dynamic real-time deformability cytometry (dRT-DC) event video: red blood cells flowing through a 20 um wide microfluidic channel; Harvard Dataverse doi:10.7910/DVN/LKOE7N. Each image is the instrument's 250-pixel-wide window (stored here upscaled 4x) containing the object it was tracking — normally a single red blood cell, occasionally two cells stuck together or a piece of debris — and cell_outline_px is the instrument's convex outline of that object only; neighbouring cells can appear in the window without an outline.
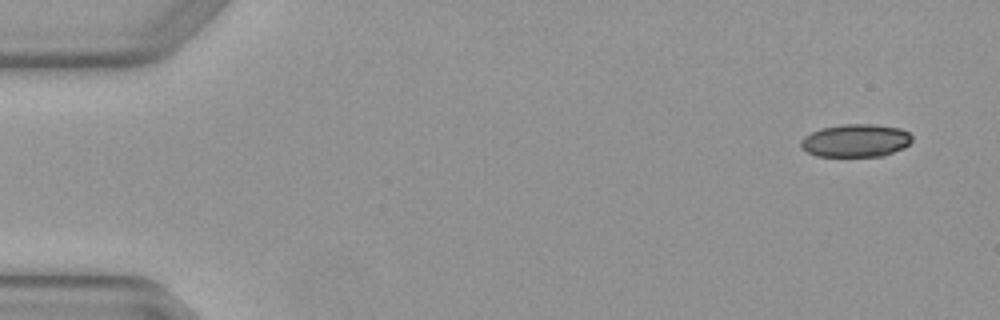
{"species": "Egyptian fruit bat (a non-hibernating species)", "species_latin": "Rousettus aegyptiacus", "temperature_condition": "warm", "stored_images_in_passage": 5, "segment_of_instrument_passage": [1, 2], "camera_frame_rate_fps": 3000, "um_per_image_px": 0.085, "animal": {"sex": "female"}, "frame": {"image": 1, "passage_image": 1, "time_ms": 0.0, "image_size_px": [1000, 320], "cell_outline_px": [[912, 140], [904, 148], [884, 156], [816, 156], [808, 152], [800, 144], [800, 140], [804, 136], [820, 128], [844, 124], [876, 124], [900, 128], [908, 132], [912, 136]], "centroid_in_image_um": [72.75, 11.94], "position_along_channel_um": 12.2, "area_um2": 21.39}}
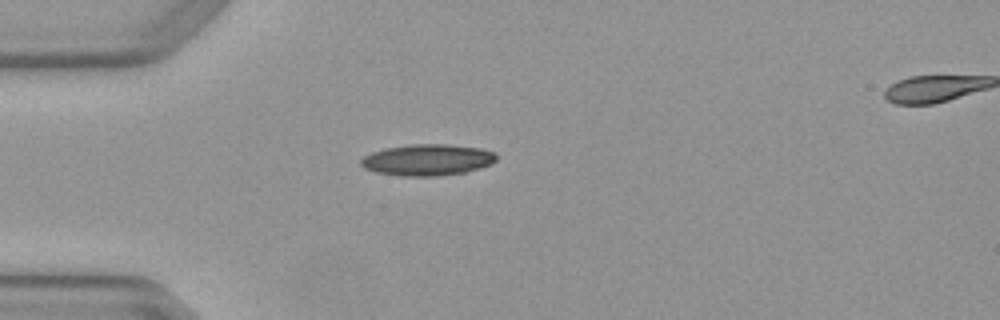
{"frame": {"image": 2, "passage_image": 4, "time_ms": 1.0, "image_size_px": [1000, 320], "cell_outline_px": [[496, 160], [492, 164], [480, 168], [464, 172], [436, 176], [400, 176], [376, 172], [364, 168], [360, 164], [360, 160], [364, 156], [372, 152], [384, 148], [412, 144], [448, 144], [480, 148], [496, 152]], "centroid_in_image_um": [36.33, 13.58], "position_along_channel_um": 48.7, "area_um2": 24.85}}